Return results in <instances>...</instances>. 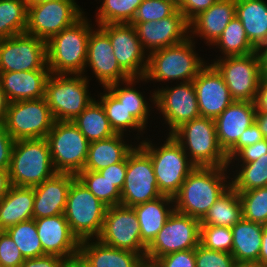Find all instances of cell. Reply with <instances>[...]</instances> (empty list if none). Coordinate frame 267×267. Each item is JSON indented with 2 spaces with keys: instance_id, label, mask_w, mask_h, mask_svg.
<instances>
[{
  "instance_id": "44dd1931",
  "label": "cell",
  "mask_w": 267,
  "mask_h": 267,
  "mask_svg": "<svg viewBox=\"0 0 267 267\" xmlns=\"http://www.w3.org/2000/svg\"><path fill=\"white\" fill-rule=\"evenodd\" d=\"M201 117L216 119L234 100L222 75L207 64L193 79Z\"/></svg>"
},
{
  "instance_id": "d6986e66",
  "label": "cell",
  "mask_w": 267,
  "mask_h": 267,
  "mask_svg": "<svg viewBox=\"0 0 267 267\" xmlns=\"http://www.w3.org/2000/svg\"><path fill=\"white\" fill-rule=\"evenodd\" d=\"M130 24L134 26L142 47L149 53L177 45L190 37L189 21L179 10L160 21Z\"/></svg>"
},
{
  "instance_id": "7a4b0ae2",
  "label": "cell",
  "mask_w": 267,
  "mask_h": 267,
  "mask_svg": "<svg viewBox=\"0 0 267 267\" xmlns=\"http://www.w3.org/2000/svg\"><path fill=\"white\" fill-rule=\"evenodd\" d=\"M91 30L88 18L83 15L46 42L47 66L51 74L84 75Z\"/></svg>"
},
{
  "instance_id": "ab89813d",
  "label": "cell",
  "mask_w": 267,
  "mask_h": 267,
  "mask_svg": "<svg viewBox=\"0 0 267 267\" xmlns=\"http://www.w3.org/2000/svg\"><path fill=\"white\" fill-rule=\"evenodd\" d=\"M232 179L230 184L237 192L267 187V153L256 161L242 163Z\"/></svg>"
},
{
  "instance_id": "8fae6325",
  "label": "cell",
  "mask_w": 267,
  "mask_h": 267,
  "mask_svg": "<svg viewBox=\"0 0 267 267\" xmlns=\"http://www.w3.org/2000/svg\"><path fill=\"white\" fill-rule=\"evenodd\" d=\"M55 119L46 98L11 102L4 127L14 140L46 138Z\"/></svg>"
},
{
  "instance_id": "f5cc1de1",
  "label": "cell",
  "mask_w": 267,
  "mask_h": 267,
  "mask_svg": "<svg viewBox=\"0 0 267 267\" xmlns=\"http://www.w3.org/2000/svg\"><path fill=\"white\" fill-rule=\"evenodd\" d=\"M127 171V158L119 163L109 165L107 168L98 171L104 178H107L112 184L120 191L122 190L125 182Z\"/></svg>"
},
{
  "instance_id": "4316f807",
  "label": "cell",
  "mask_w": 267,
  "mask_h": 267,
  "mask_svg": "<svg viewBox=\"0 0 267 267\" xmlns=\"http://www.w3.org/2000/svg\"><path fill=\"white\" fill-rule=\"evenodd\" d=\"M84 240L79 243V254L90 267H144L145 254L118 249L103 244L98 239Z\"/></svg>"
},
{
  "instance_id": "52a82bcc",
  "label": "cell",
  "mask_w": 267,
  "mask_h": 267,
  "mask_svg": "<svg viewBox=\"0 0 267 267\" xmlns=\"http://www.w3.org/2000/svg\"><path fill=\"white\" fill-rule=\"evenodd\" d=\"M86 75L50 74L45 98L55 121H72L94 100Z\"/></svg>"
},
{
  "instance_id": "680465c9",
  "label": "cell",
  "mask_w": 267,
  "mask_h": 267,
  "mask_svg": "<svg viewBox=\"0 0 267 267\" xmlns=\"http://www.w3.org/2000/svg\"><path fill=\"white\" fill-rule=\"evenodd\" d=\"M60 267H90L80 254L63 259Z\"/></svg>"
},
{
  "instance_id": "7dc6e473",
  "label": "cell",
  "mask_w": 267,
  "mask_h": 267,
  "mask_svg": "<svg viewBox=\"0 0 267 267\" xmlns=\"http://www.w3.org/2000/svg\"><path fill=\"white\" fill-rule=\"evenodd\" d=\"M25 258L5 231H0V267H19Z\"/></svg>"
},
{
  "instance_id": "c3c4849f",
  "label": "cell",
  "mask_w": 267,
  "mask_h": 267,
  "mask_svg": "<svg viewBox=\"0 0 267 267\" xmlns=\"http://www.w3.org/2000/svg\"><path fill=\"white\" fill-rule=\"evenodd\" d=\"M152 265L154 267H196L195 249H188L167 254L156 259Z\"/></svg>"
},
{
  "instance_id": "74e56055",
  "label": "cell",
  "mask_w": 267,
  "mask_h": 267,
  "mask_svg": "<svg viewBox=\"0 0 267 267\" xmlns=\"http://www.w3.org/2000/svg\"><path fill=\"white\" fill-rule=\"evenodd\" d=\"M105 93L100 96V103L102 104L106 117L109 120L110 126L116 134H123L124 131L135 129L138 132H143L145 128L135 119V117L128 111L123 103H121L107 88Z\"/></svg>"
},
{
  "instance_id": "f546056e",
  "label": "cell",
  "mask_w": 267,
  "mask_h": 267,
  "mask_svg": "<svg viewBox=\"0 0 267 267\" xmlns=\"http://www.w3.org/2000/svg\"><path fill=\"white\" fill-rule=\"evenodd\" d=\"M123 136L115 134L110 138L91 142L83 170L100 171L109 165L124 161L134 146L125 144Z\"/></svg>"
},
{
  "instance_id": "bcb514c9",
  "label": "cell",
  "mask_w": 267,
  "mask_h": 267,
  "mask_svg": "<svg viewBox=\"0 0 267 267\" xmlns=\"http://www.w3.org/2000/svg\"><path fill=\"white\" fill-rule=\"evenodd\" d=\"M235 262L230 253L210 250L201 244L195 248L196 267H234Z\"/></svg>"
},
{
  "instance_id": "ffe728a7",
  "label": "cell",
  "mask_w": 267,
  "mask_h": 267,
  "mask_svg": "<svg viewBox=\"0 0 267 267\" xmlns=\"http://www.w3.org/2000/svg\"><path fill=\"white\" fill-rule=\"evenodd\" d=\"M87 65L104 88L131 78L118 64L109 36L100 27L89 35Z\"/></svg>"
},
{
  "instance_id": "83f0119b",
  "label": "cell",
  "mask_w": 267,
  "mask_h": 267,
  "mask_svg": "<svg viewBox=\"0 0 267 267\" xmlns=\"http://www.w3.org/2000/svg\"><path fill=\"white\" fill-rule=\"evenodd\" d=\"M170 204H172V206H169ZM173 206V198L162 195L157 199L132 207L136 212L140 224L141 240L146 246H148L160 232L168 217L174 211Z\"/></svg>"
},
{
  "instance_id": "681fc988",
  "label": "cell",
  "mask_w": 267,
  "mask_h": 267,
  "mask_svg": "<svg viewBox=\"0 0 267 267\" xmlns=\"http://www.w3.org/2000/svg\"><path fill=\"white\" fill-rule=\"evenodd\" d=\"M263 139L262 132L254 122L241 134L237 143L226 153L228 161H230L242 148L253 145Z\"/></svg>"
},
{
  "instance_id": "7bdbcfd3",
  "label": "cell",
  "mask_w": 267,
  "mask_h": 267,
  "mask_svg": "<svg viewBox=\"0 0 267 267\" xmlns=\"http://www.w3.org/2000/svg\"><path fill=\"white\" fill-rule=\"evenodd\" d=\"M238 193L242 202L243 218L267 225V187Z\"/></svg>"
},
{
  "instance_id": "3957f363",
  "label": "cell",
  "mask_w": 267,
  "mask_h": 267,
  "mask_svg": "<svg viewBox=\"0 0 267 267\" xmlns=\"http://www.w3.org/2000/svg\"><path fill=\"white\" fill-rule=\"evenodd\" d=\"M194 44L189 37L182 43L147 54L148 64L142 81L181 80L180 83L193 81L206 66V62L194 51Z\"/></svg>"
},
{
  "instance_id": "e575fe53",
  "label": "cell",
  "mask_w": 267,
  "mask_h": 267,
  "mask_svg": "<svg viewBox=\"0 0 267 267\" xmlns=\"http://www.w3.org/2000/svg\"><path fill=\"white\" fill-rule=\"evenodd\" d=\"M137 80V81H136ZM143 80L133 78L124 81L126 86L120 87V82L108 85L106 88L130 111L135 119L146 129L148 117L150 116L149 104L146 103L143 94L133 87V84Z\"/></svg>"
},
{
  "instance_id": "f6af8a7d",
  "label": "cell",
  "mask_w": 267,
  "mask_h": 267,
  "mask_svg": "<svg viewBox=\"0 0 267 267\" xmlns=\"http://www.w3.org/2000/svg\"><path fill=\"white\" fill-rule=\"evenodd\" d=\"M233 243L232 229L222 226H200V244L219 252L231 254Z\"/></svg>"
},
{
  "instance_id": "1f68e13d",
  "label": "cell",
  "mask_w": 267,
  "mask_h": 267,
  "mask_svg": "<svg viewBox=\"0 0 267 267\" xmlns=\"http://www.w3.org/2000/svg\"><path fill=\"white\" fill-rule=\"evenodd\" d=\"M264 226L242 218L231 227L233 234L231 254L236 261H258Z\"/></svg>"
},
{
  "instance_id": "836d02e7",
  "label": "cell",
  "mask_w": 267,
  "mask_h": 267,
  "mask_svg": "<svg viewBox=\"0 0 267 267\" xmlns=\"http://www.w3.org/2000/svg\"><path fill=\"white\" fill-rule=\"evenodd\" d=\"M72 121L90 143L110 138L116 134L110 126L102 104L96 101L95 98Z\"/></svg>"
},
{
  "instance_id": "9f6ffc18",
  "label": "cell",
  "mask_w": 267,
  "mask_h": 267,
  "mask_svg": "<svg viewBox=\"0 0 267 267\" xmlns=\"http://www.w3.org/2000/svg\"><path fill=\"white\" fill-rule=\"evenodd\" d=\"M256 111L267 112V77L263 76L260 80L257 96L255 99Z\"/></svg>"
},
{
  "instance_id": "91938a15",
  "label": "cell",
  "mask_w": 267,
  "mask_h": 267,
  "mask_svg": "<svg viewBox=\"0 0 267 267\" xmlns=\"http://www.w3.org/2000/svg\"><path fill=\"white\" fill-rule=\"evenodd\" d=\"M9 100L0 84V125H3L5 122L6 114L9 107Z\"/></svg>"
},
{
  "instance_id": "4dcf8cb0",
  "label": "cell",
  "mask_w": 267,
  "mask_h": 267,
  "mask_svg": "<svg viewBox=\"0 0 267 267\" xmlns=\"http://www.w3.org/2000/svg\"><path fill=\"white\" fill-rule=\"evenodd\" d=\"M236 17L251 45L258 49L267 40V3L264 0H235Z\"/></svg>"
},
{
  "instance_id": "d6a6232c",
  "label": "cell",
  "mask_w": 267,
  "mask_h": 267,
  "mask_svg": "<svg viewBox=\"0 0 267 267\" xmlns=\"http://www.w3.org/2000/svg\"><path fill=\"white\" fill-rule=\"evenodd\" d=\"M243 218V207L239 193L230 186L209 209L200 221V226L233 227Z\"/></svg>"
},
{
  "instance_id": "9a60e30c",
  "label": "cell",
  "mask_w": 267,
  "mask_h": 267,
  "mask_svg": "<svg viewBox=\"0 0 267 267\" xmlns=\"http://www.w3.org/2000/svg\"><path fill=\"white\" fill-rule=\"evenodd\" d=\"M49 70L46 42L22 33L0 39V72Z\"/></svg>"
},
{
  "instance_id": "db71d44e",
  "label": "cell",
  "mask_w": 267,
  "mask_h": 267,
  "mask_svg": "<svg viewBox=\"0 0 267 267\" xmlns=\"http://www.w3.org/2000/svg\"><path fill=\"white\" fill-rule=\"evenodd\" d=\"M14 141L4 125H0V169L9 170Z\"/></svg>"
},
{
  "instance_id": "6125c7cd",
  "label": "cell",
  "mask_w": 267,
  "mask_h": 267,
  "mask_svg": "<svg viewBox=\"0 0 267 267\" xmlns=\"http://www.w3.org/2000/svg\"><path fill=\"white\" fill-rule=\"evenodd\" d=\"M255 123L262 132L264 139H267V112L256 111Z\"/></svg>"
},
{
  "instance_id": "8992f818",
  "label": "cell",
  "mask_w": 267,
  "mask_h": 267,
  "mask_svg": "<svg viewBox=\"0 0 267 267\" xmlns=\"http://www.w3.org/2000/svg\"><path fill=\"white\" fill-rule=\"evenodd\" d=\"M139 146L150 156L159 192L173 198L196 166L172 135L168 134L160 147L156 148L149 140H142Z\"/></svg>"
},
{
  "instance_id": "484cf974",
  "label": "cell",
  "mask_w": 267,
  "mask_h": 267,
  "mask_svg": "<svg viewBox=\"0 0 267 267\" xmlns=\"http://www.w3.org/2000/svg\"><path fill=\"white\" fill-rule=\"evenodd\" d=\"M50 70L0 72V84L9 102L45 97Z\"/></svg>"
},
{
  "instance_id": "e7e4bbea",
  "label": "cell",
  "mask_w": 267,
  "mask_h": 267,
  "mask_svg": "<svg viewBox=\"0 0 267 267\" xmlns=\"http://www.w3.org/2000/svg\"><path fill=\"white\" fill-rule=\"evenodd\" d=\"M234 267H267L259 261H236Z\"/></svg>"
},
{
  "instance_id": "cb8c5ba5",
  "label": "cell",
  "mask_w": 267,
  "mask_h": 267,
  "mask_svg": "<svg viewBox=\"0 0 267 267\" xmlns=\"http://www.w3.org/2000/svg\"><path fill=\"white\" fill-rule=\"evenodd\" d=\"M255 102L233 101L214 121L218 143L225 154L255 122Z\"/></svg>"
},
{
  "instance_id": "6f0895ef",
  "label": "cell",
  "mask_w": 267,
  "mask_h": 267,
  "mask_svg": "<svg viewBox=\"0 0 267 267\" xmlns=\"http://www.w3.org/2000/svg\"><path fill=\"white\" fill-rule=\"evenodd\" d=\"M11 186L9 170L0 169V200L6 196Z\"/></svg>"
},
{
  "instance_id": "277c9868",
  "label": "cell",
  "mask_w": 267,
  "mask_h": 267,
  "mask_svg": "<svg viewBox=\"0 0 267 267\" xmlns=\"http://www.w3.org/2000/svg\"><path fill=\"white\" fill-rule=\"evenodd\" d=\"M56 172L46 138L15 140L11 152L9 175L11 184L35 187Z\"/></svg>"
},
{
  "instance_id": "2e32d148",
  "label": "cell",
  "mask_w": 267,
  "mask_h": 267,
  "mask_svg": "<svg viewBox=\"0 0 267 267\" xmlns=\"http://www.w3.org/2000/svg\"><path fill=\"white\" fill-rule=\"evenodd\" d=\"M105 245L145 254L147 246L141 240L140 224L132 207H107L103 227L97 238Z\"/></svg>"
},
{
  "instance_id": "f35d334b",
  "label": "cell",
  "mask_w": 267,
  "mask_h": 267,
  "mask_svg": "<svg viewBox=\"0 0 267 267\" xmlns=\"http://www.w3.org/2000/svg\"><path fill=\"white\" fill-rule=\"evenodd\" d=\"M9 237L14 241L23 257L35 258L46 255L37 233L35 219L20 222L5 230Z\"/></svg>"
},
{
  "instance_id": "5bb4252c",
  "label": "cell",
  "mask_w": 267,
  "mask_h": 267,
  "mask_svg": "<svg viewBox=\"0 0 267 267\" xmlns=\"http://www.w3.org/2000/svg\"><path fill=\"white\" fill-rule=\"evenodd\" d=\"M150 156L138 145L127 156L121 205L133 207L161 197Z\"/></svg>"
},
{
  "instance_id": "11a10c76",
  "label": "cell",
  "mask_w": 267,
  "mask_h": 267,
  "mask_svg": "<svg viewBox=\"0 0 267 267\" xmlns=\"http://www.w3.org/2000/svg\"><path fill=\"white\" fill-rule=\"evenodd\" d=\"M62 257L56 255H43L35 258H27L19 267H60Z\"/></svg>"
},
{
  "instance_id": "60d3db41",
  "label": "cell",
  "mask_w": 267,
  "mask_h": 267,
  "mask_svg": "<svg viewBox=\"0 0 267 267\" xmlns=\"http://www.w3.org/2000/svg\"><path fill=\"white\" fill-rule=\"evenodd\" d=\"M76 177L107 207L121 204V191L98 171L82 170Z\"/></svg>"
},
{
  "instance_id": "94428289",
  "label": "cell",
  "mask_w": 267,
  "mask_h": 267,
  "mask_svg": "<svg viewBox=\"0 0 267 267\" xmlns=\"http://www.w3.org/2000/svg\"><path fill=\"white\" fill-rule=\"evenodd\" d=\"M258 53L263 76H267V40L256 49Z\"/></svg>"
},
{
  "instance_id": "f907efd6",
  "label": "cell",
  "mask_w": 267,
  "mask_h": 267,
  "mask_svg": "<svg viewBox=\"0 0 267 267\" xmlns=\"http://www.w3.org/2000/svg\"><path fill=\"white\" fill-rule=\"evenodd\" d=\"M218 0H177L178 10L190 22L200 12L208 10Z\"/></svg>"
},
{
  "instance_id": "f1b7e54d",
  "label": "cell",
  "mask_w": 267,
  "mask_h": 267,
  "mask_svg": "<svg viewBox=\"0 0 267 267\" xmlns=\"http://www.w3.org/2000/svg\"><path fill=\"white\" fill-rule=\"evenodd\" d=\"M33 205V187L12 185L6 196L0 200V231L33 219Z\"/></svg>"
},
{
  "instance_id": "ac0fdd59",
  "label": "cell",
  "mask_w": 267,
  "mask_h": 267,
  "mask_svg": "<svg viewBox=\"0 0 267 267\" xmlns=\"http://www.w3.org/2000/svg\"><path fill=\"white\" fill-rule=\"evenodd\" d=\"M108 36L120 67L133 78L145 76L148 57L130 23L99 25Z\"/></svg>"
},
{
  "instance_id": "30bf717a",
  "label": "cell",
  "mask_w": 267,
  "mask_h": 267,
  "mask_svg": "<svg viewBox=\"0 0 267 267\" xmlns=\"http://www.w3.org/2000/svg\"><path fill=\"white\" fill-rule=\"evenodd\" d=\"M200 220L174 210L147 246L145 260L152 264L167 254L195 249L200 244Z\"/></svg>"
},
{
  "instance_id": "9c48e42d",
  "label": "cell",
  "mask_w": 267,
  "mask_h": 267,
  "mask_svg": "<svg viewBox=\"0 0 267 267\" xmlns=\"http://www.w3.org/2000/svg\"><path fill=\"white\" fill-rule=\"evenodd\" d=\"M46 139L56 172L77 175L84 169L90 142L73 121H55Z\"/></svg>"
},
{
  "instance_id": "6da1fadb",
  "label": "cell",
  "mask_w": 267,
  "mask_h": 267,
  "mask_svg": "<svg viewBox=\"0 0 267 267\" xmlns=\"http://www.w3.org/2000/svg\"><path fill=\"white\" fill-rule=\"evenodd\" d=\"M227 168L196 166L173 197L174 210L201 221L231 186L230 180H226Z\"/></svg>"
},
{
  "instance_id": "ee69618b",
  "label": "cell",
  "mask_w": 267,
  "mask_h": 267,
  "mask_svg": "<svg viewBox=\"0 0 267 267\" xmlns=\"http://www.w3.org/2000/svg\"><path fill=\"white\" fill-rule=\"evenodd\" d=\"M177 10V0H143L131 23L160 21Z\"/></svg>"
},
{
  "instance_id": "b9f144b4",
  "label": "cell",
  "mask_w": 267,
  "mask_h": 267,
  "mask_svg": "<svg viewBox=\"0 0 267 267\" xmlns=\"http://www.w3.org/2000/svg\"><path fill=\"white\" fill-rule=\"evenodd\" d=\"M143 0H103L97 10V26L131 23Z\"/></svg>"
},
{
  "instance_id": "5b68a950",
  "label": "cell",
  "mask_w": 267,
  "mask_h": 267,
  "mask_svg": "<svg viewBox=\"0 0 267 267\" xmlns=\"http://www.w3.org/2000/svg\"><path fill=\"white\" fill-rule=\"evenodd\" d=\"M171 135L195 166H230L225 152L218 143L214 119L200 116L185 122Z\"/></svg>"
},
{
  "instance_id": "603a6c76",
  "label": "cell",
  "mask_w": 267,
  "mask_h": 267,
  "mask_svg": "<svg viewBox=\"0 0 267 267\" xmlns=\"http://www.w3.org/2000/svg\"><path fill=\"white\" fill-rule=\"evenodd\" d=\"M75 178V174L57 172L40 185L33 187V219L63 214L68 192Z\"/></svg>"
},
{
  "instance_id": "e0dca14e",
  "label": "cell",
  "mask_w": 267,
  "mask_h": 267,
  "mask_svg": "<svg viewBox=\"0 0 267 267\" xmlns=\"http://www.w3.org/2000/svg\"><path fill=\"white\" fill-rule=\"evenodd\" d=\"M151 100L169 125V135L185 122L201 116L193 81L157 89Z\"/></svg>"
},
{
  "instance_id": "7c38bea8",
  "label": "cell",
  "mask_w": 267,
  "mask_h": 267,
  "mask_svg": "<svg viewBox=\"0 0 267 267\" xmlns=\"http://www.w3.org/2000/svg\"><path fill=\"white\" fill-rule=\"evenodd\" d=\"M212 65L222 75L234 101L254 102L263 77L257 52L217 59Z\"/></svg>"
},
{
  "instance_id": "03108f58",
  "label": "cell",
  "mask_w": 267,
  "mask_h": 267,
  "mask_svg": "<svg viewBox=\"0 0 267 267\" xmlns=\"http://www.w3.org/2000/svg\"><path fill=\"white\" fill-rule=\"evenodd\" d=\"M28 4H37V3H42V2H47V1H52V0H26Z\"/></svg>"
},
{
  "instance_id": "816d5d0a",
  "label": "cell",
  "mask_w": 267,
  "mask_h": 267,
  "mask_svg": "<svg viewBox=\"0 0 267 267\" xmlns=\"http://www.w3.org/2000/svg\"><path fill=\"white\" fill-rule=\"evenodd\" d=\"M267 153V139H263L262 141L256 142L253 145L246 146L242 148L230 161L229 164L234 162V160L249 163L256 161L262 155Z\"/></svg>"
},
{
  "instance_id": "d4e9b609",
  "label": "cell",
  "mask_w": 267,
  "mask_h": 267,
  "mask_svg": "<svg viewBox=\"0 0 267 267\" xmlns=\"http://www.w3.org/2000/svg\"><path fill=\"white\" fill-rule=\"evenodd\" d=\"M235 16V0H218L208 10L200 12L189 22L190 38L193 39L195 34L204 38L208 45H213Z\"/></svg>"
},
{
  "instance_id": "d590c367",
  "label": "cell",
  "mask_w": 267,
  "mask_h": 267,
  "mask_svg": "<svg viewBox=\"0 0 267 267\" xmlns=\"http://www.w3.org/2000/svg\"><path fill=\"white\" fill-rule=\"evenodd\" d=\"M27 15L26 0H0V39L25 33Z\"/></svg>"
},
{
  "instance_id": "4fadbf2b",
  "label": "cell",
  "mask_w": 267,
  "mask_h": 267,
  "mask_svg": "<svg viewBox=\"0 0 267 267\" xmlns=\"http://www.w3.org/2000/svg\"><path fill=\"white\" fill-rule=\"evenodd\" d=\"M84 15L75 0H52L28 4L25 33L47 42Z\"/></svg>"
},
{
  "instance_id": "003e7915",
  "label": "cell",
  "mask_w": 267,
  "mask_h": 267,
  "mask_svg": "<svg viewBox=\"0 0 267 267\" xmlns=\"http://www.w3.org/2000/svg\"><path fill=\"white\" fill-rule=\"evenodd\" d=\"M144 267H154L152 264H145Z\"/></svg>"
},
{
  "instance_id": "7402d4cb",
  "label": "cell",
  "mask_w": 267,
  "mask_h": 267,
  "mask_svg": "<svg viewBox=\"0 0 267 267\" xmlns=\"http://www.w3.org/2000/svg\"><path fill=\"white\" fill-rule=\"evenodd\" d=\"M37 233L46 255L70 258L79 254V240L73 235L64 214L35 219Z\"/></svg>"
},
{
  "instance_id": "8d00e7d4",
  "label": "cell",
  "mask_w": 267,
  "mask_h": 267,
  "mask_svg": "<svg viewBox=\"0 0 267 267\" xmlns=\"http://www.w3.org/2000/svg\"><path fill=\"white\" fill-rule=\"evenodd\" d=\"M220 48L223 57L244 56L256 52L251 45L241 21L235 16L213 44ZM220 46V47H219Z\"/></svg>"
},
{
  "instance_id": "ba28073f",
  "label": "cell",
  "mask_w": 267,
  "mask_h": 267,
  "mask_svg": "<svg viewBox=\"0 0 267 267\" xmlns=\"http://www.w3.org/2000/svg\"><path fill=\"white\" fill-rule=\"evenodd\" d=\"M106 210L107 206L98 200L77 177L72 181L63 214L71 232L79 242L98 238Z\"/></svg>"
},
{
  "instance_id": "be15d7a7",
  "label": "cell",
  "mask_w": 267,
  "mask_h": 267,
  "mask_svg": "<svg viewBox=\"0 0 267 267\" xmlns=\"http://www.w3.org/2000/svg\"><path fill=\"white\" fill-rule=\"evenodd\" d=\"M258 261L267 266V225L264 226L261 251Z\"/></svg>"
}]
</instances>
